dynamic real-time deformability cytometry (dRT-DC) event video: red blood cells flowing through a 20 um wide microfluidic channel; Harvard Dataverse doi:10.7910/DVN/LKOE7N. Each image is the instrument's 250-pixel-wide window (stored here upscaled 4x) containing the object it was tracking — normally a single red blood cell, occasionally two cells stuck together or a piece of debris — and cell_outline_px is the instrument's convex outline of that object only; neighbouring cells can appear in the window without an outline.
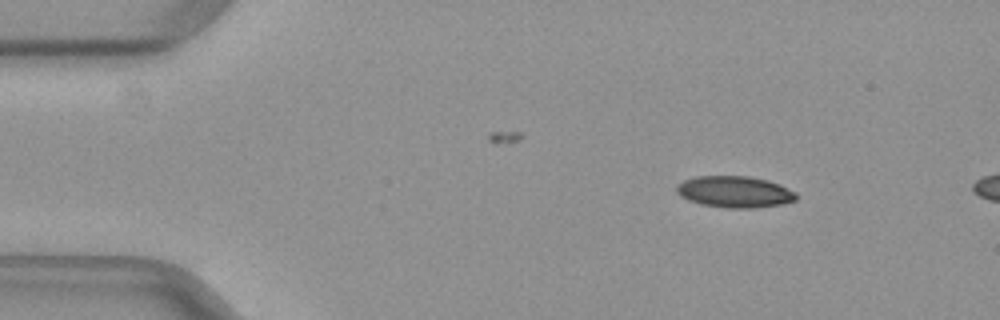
{"species": "common noctule bat (a hibernating species)", "species_latin": "Nyctalus noctula", "temperature_condition": "warm", "stored_images_in_passage": 10, "camera_frame_rate_fps": 3000, "um_per_image_px": 0.085, "animal": {"sex": "female", "body_mass_g": 29.2, "forearm_length_mm": 56.3}, "frame": {"image": 1, "passage_image": 1, "time_ms": 0.0, "image_size_px": [1000, 320], "cell_outline_px": [[796, 200], [780, 204], [752, 208], [724, 208], [700, 204], [688, 200], [680, 196], [676, 192], [676, 184], [684, 180], [696, 176], [748, 176], [768, 180], [780, 184], [796, 192]], "centroid_in_image_um": [62.41, 16.3], "position_along_channel_um": 22.6, "area_um2": 22.08}}